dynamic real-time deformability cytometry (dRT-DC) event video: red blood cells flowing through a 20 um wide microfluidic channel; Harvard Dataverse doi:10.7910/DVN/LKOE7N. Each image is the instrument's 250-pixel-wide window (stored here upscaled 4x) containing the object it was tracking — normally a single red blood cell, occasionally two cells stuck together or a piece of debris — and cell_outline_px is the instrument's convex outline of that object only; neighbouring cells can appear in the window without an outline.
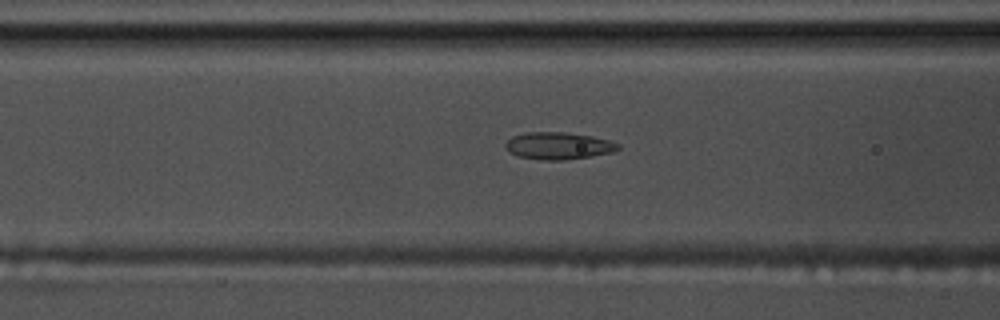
{"species": "common noctule bat (a hibernating species)", "species_latin": "Nyctalus noctula", "temperature_condition": "warm", "stored_images_in_passage": 58, "camera_frame_rate_fps": 3000, "um_per_image_px": 0.085, "animal": {"sex": "male", "body_mass_g": 17.5, "forearm_length_mm": 52.3}, "frame": {"image": 1, "passage_image": 24, "time_ms": 7.667, "image_size_px": [1000, 320], "cell_outline_px": [[620, 148], [612, 152], [564, 160], [544, 160], [516, 156], [508, 152], [504, 144], [512, 136], [524, 132], [564, 132], [592, 136], [608, 140], [620, 144]], "centroid_in_image_um": [47.42, 12.38], "position_along_channel_um": 119.2, "area_um2": 17.8}}
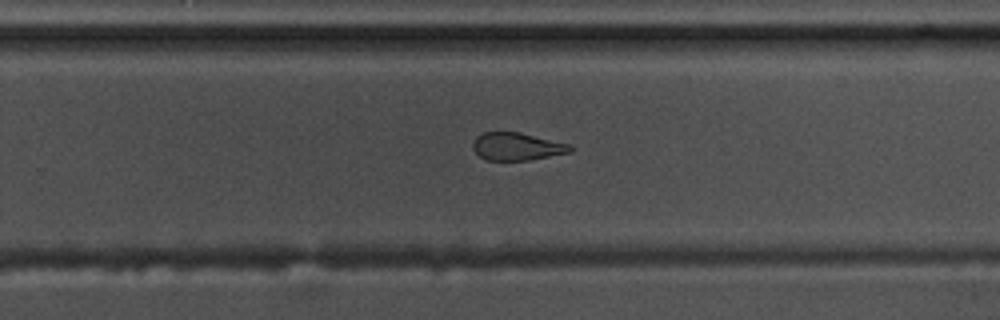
{"frame": {"image": 2, "passage_image": 38, "time_ms": 12.333, "image_size_px": [1000, 320], "cell_outline_px": [[572, 152], [528, 160], [484, 160], [472, 148], [472, 144], [476, 136], [484, 132], [520, 132], [572, 144]], "centroid_in_image_um": [43.95, 12.45], "position_along_channel_um": 285.9, "area_um2": 15.84}}
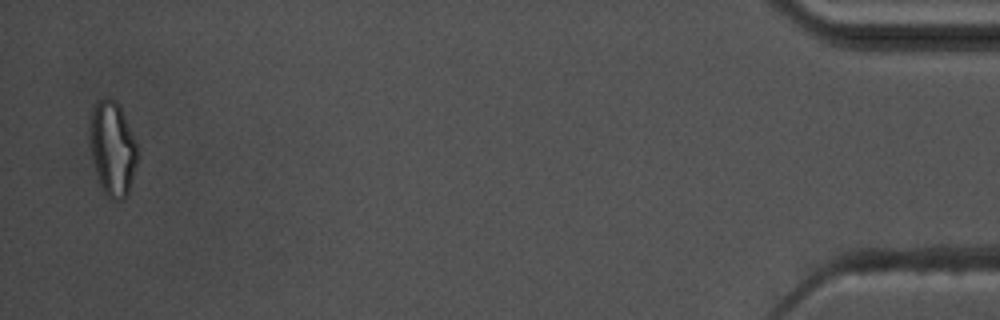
{"frame": {"image": 3, "passage_image": 57, "time_ms": 18.667, "image_size_px": [1000, 320], "cell_outline_px": [[136, 164], [128, 192], [120, 200], [112, 200], [104, 192], [96, 172], [92, 156], [88, 132], [88, 120], [92, 108], [104, 96], [108, 96], [116, 100], [124, 116], [136, 144]], "centroid_in_image_um": [9.51, 12.56], "position_along_channel_um": 425.7, "area_um2": 25.84}, "authors_computed_cell_mechanics": {"area_um2": 18.496, "velocity_mm_per_s": 3.5798, "shape_relaxation_time_tau1_ms": null, "shape_relaxation_time_tau2_ms": 2.0953, "deformation_change_tau1": null, "deformation_change_tau2": 0.0981}}